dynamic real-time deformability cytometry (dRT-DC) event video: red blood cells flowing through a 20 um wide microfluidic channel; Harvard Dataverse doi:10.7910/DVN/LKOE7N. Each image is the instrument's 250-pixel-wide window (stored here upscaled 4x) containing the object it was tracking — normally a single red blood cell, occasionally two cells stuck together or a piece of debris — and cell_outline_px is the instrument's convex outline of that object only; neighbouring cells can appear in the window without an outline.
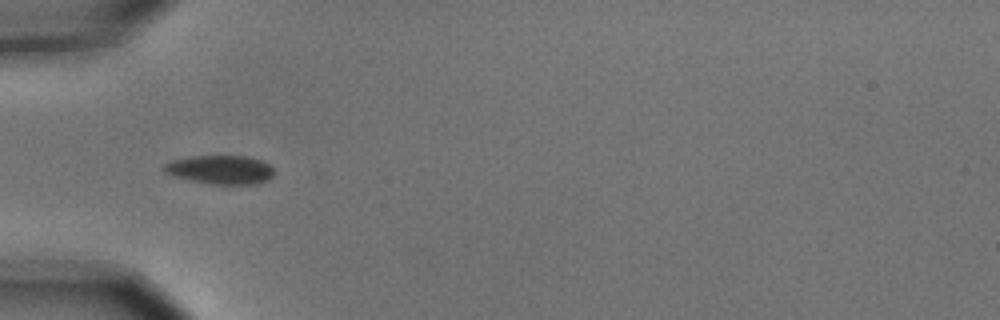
{"species": "common noctule bat (a hibernating species)", "species_latin": "Nyctalus noctula", "temperature_condition": "cold", "stored_images_in_passage": 10, "camera_frame_rate_fps": 3000, "um_per_image_px": 0.085, "animal": {"sex": "male", "body_mass_g": 15.6}, "frame": {"image": 1, "passage_image": 4, "time_ms": 1.0, "image_size_px": [1000, 320], "cell_outline_px": [[272, 176], [268, 180], [256, 184], [212, 184], [172, 176], [164, 172], [164, 164], [172, 160], [192, 156], [248, 156], [260, 160], [268, 164], [272, 168]], "centroid_in_image_um": [18.72, 14.42], "position_along_channel_um": 66.3, "area_um2": 18.32}}
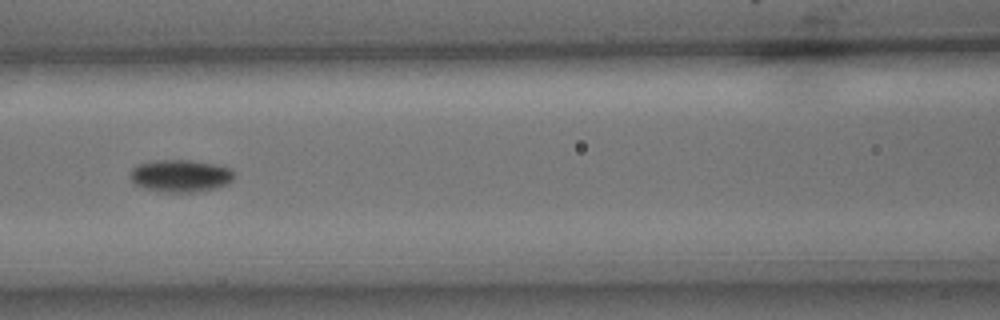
{"frame": {"image": 2, "passage_image": 6, "time_ms": 1.667, "image_size_px": [1000, 320], "cell_outline_px": [[232, 180], [228, 184], [216, 188], [196, 192], [156, 192], [132, 184], [132, 168], [140, 164], [156, 160], [192, 160], [216, 164], [228, 168], [232, 172]], "centroid_in_image_um": [15.33, 14.96], "position_along_channel_um": 151.3, "area_um2": 19.59}}
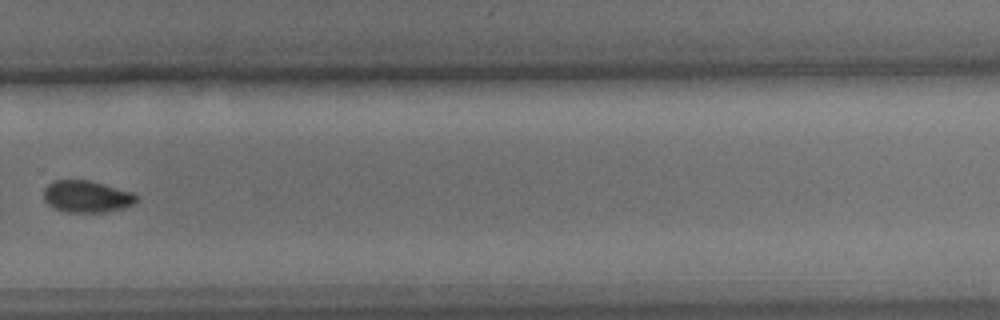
{"frame": {"image": 3, "passage_image": 10, "time_ms": 3.0, "image_size_px": [1000, 320], "cell_outline_px": [[136, 200], [132, 204], [124, 208], [104, 212], [68, 212], [52, 208], [44, 200], [44, 188], [52, 180], [88, 180], [104, 184], [132, 192], [136, 196]], "centroid_in_image_um": [7.33, 16.7], "position_along_channel_um": 322.5, "area_um2": 17.17}}